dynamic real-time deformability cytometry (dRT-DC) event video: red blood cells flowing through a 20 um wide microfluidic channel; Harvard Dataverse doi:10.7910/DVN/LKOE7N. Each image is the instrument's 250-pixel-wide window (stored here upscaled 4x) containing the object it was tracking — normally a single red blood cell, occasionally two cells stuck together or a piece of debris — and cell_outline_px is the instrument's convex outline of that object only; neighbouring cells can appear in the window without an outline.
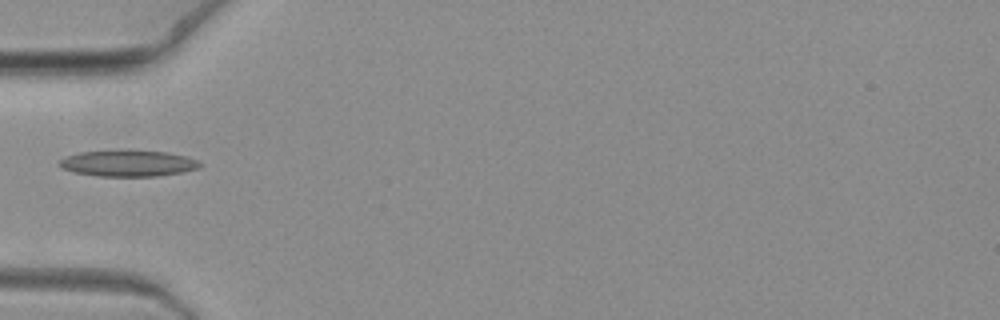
{"species": "common noctule bat (a hibernating species)", "species_latin": "Nyctalus noctula", "temperature_condition": "warm", "stored_images_in_passage": 3, "camera_frame_rate_fps": 3000, "um_per_image_px": 0.085, "animal": {"sex": "female", "body_mass_g": 19.3, "forearm_length_mm": 54.1}, "frame": {"image": 1, "passage_image": 1, "time_ms": 0.0, "image_size_px": [1000, 320], "cell_outline_px": [[200, 168], [180, 172], [156, 176], [100, 176], [72, 172], [64, 168], [60, 164], [60, 160], [64, 156], [80, 152], [124, 148], [168, 152], [184, 156], [196, 160], [200, 164]], "centroid_in_image_um": [10.85, 13.84], "position_along_channel_um": 74.1, "area_um2": 21.85}}
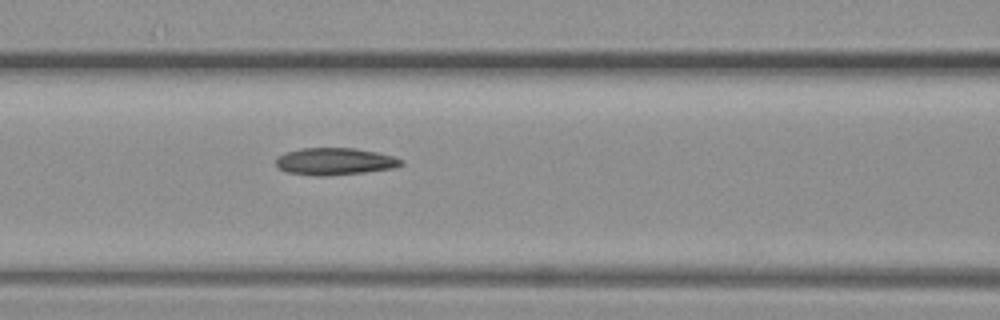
{"frame": {"image": 2, "passage_image": 3, "time_ms": 0.667, "image_size_px": [1000, 320], "cell_outline_px": [[404, 164], [396, 168], [364, 172], [328, 176], [316, 176], [284, 172], [276, 168], [276, 156], [284, 152], [300, 148], [352, 148], [376, 152], [392, 156], [404, 160]], "centroid_in_image_um": [28.41, 13.73], "position_along_channel_um": 138.2, "area_um2": 20.11}}